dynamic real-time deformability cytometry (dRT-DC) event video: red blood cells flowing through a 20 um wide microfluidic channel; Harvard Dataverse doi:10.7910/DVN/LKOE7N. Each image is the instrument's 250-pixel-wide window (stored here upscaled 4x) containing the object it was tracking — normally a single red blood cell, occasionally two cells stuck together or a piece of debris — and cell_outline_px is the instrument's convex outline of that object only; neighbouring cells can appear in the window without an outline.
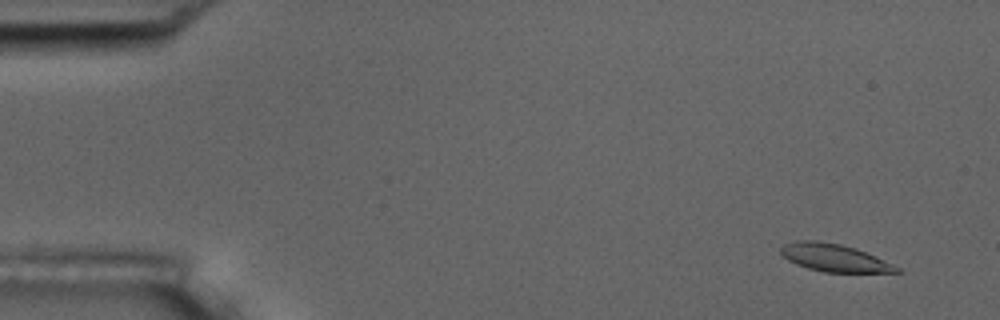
{"species": "common noctule bat (a hibernating species)", "species_latin": "Nyctalus noctula", "temperature_condition": "room temperature", "stored_images_in_passage": 4, "camera_frame_rate_fps": 3000, "um_per_image_px": 0.085, "animal": {"sex": "male", "body_mass_g": 17.5, "forearm_length_mm": 52.3}, "frame": {"image": 1, "passage_image": 1, "time_ms": 0.0, "image_size_px": [1000, 320], "cell_outline_px": [[904, 272], [824, 272], [808, 268], [796, 264], [788, 260], [780, 252], [780, 248], [784, 244], [796, 240], [816, 240], [840, 244], [856, 248], [892, 264], [900, 268]], "centroid_in_image_um": [70.88, 21.9], "position_along_channel_um": 14.1, "area_um2": 18.5}}